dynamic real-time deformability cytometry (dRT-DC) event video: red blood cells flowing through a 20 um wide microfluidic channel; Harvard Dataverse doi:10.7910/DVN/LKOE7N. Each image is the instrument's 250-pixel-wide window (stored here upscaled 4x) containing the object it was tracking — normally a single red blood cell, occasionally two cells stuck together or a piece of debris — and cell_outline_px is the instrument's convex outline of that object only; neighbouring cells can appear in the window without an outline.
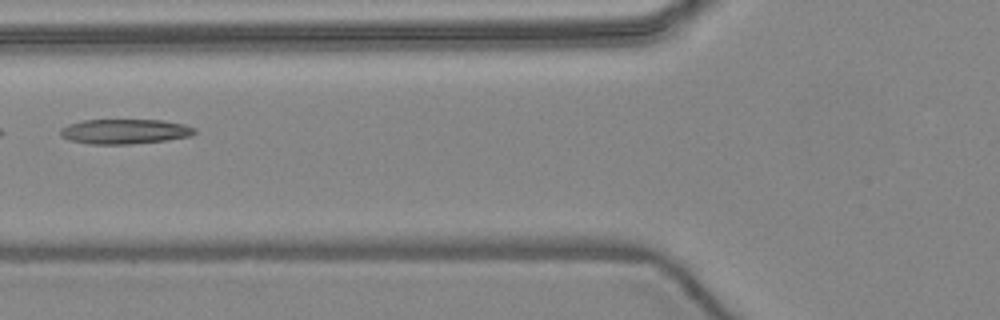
{"species": "common noctule bat (a hibernating species)", "species_latin": "Nyctalus noctula", "temperature_condition": "warm", "stored_images_in_passage": 4, "camera_frame_rate_fps": 3000, "um_per_image_px": 0.085, "animal": {"sex": "female", "body_mass_g": 24.6, "forearm_length_mm": 56.2}, "frame": {"image": 1, "passage_image": 3, "time_ms": 2.333, "image_size_px": [1000, 320], "cell_outline_px": [[196, 132], [192, 136], [164, 140], [132, 144], [88, 144], [68, 140], [60, 136], [60, 128], [68, 124], [84, 120], [164, 120], [184, 124], [196, 128]], "centroid_in_image_um": [10.59, 11.17], "position_along_channel_um": 115.2, "area_um2": 19.59}}
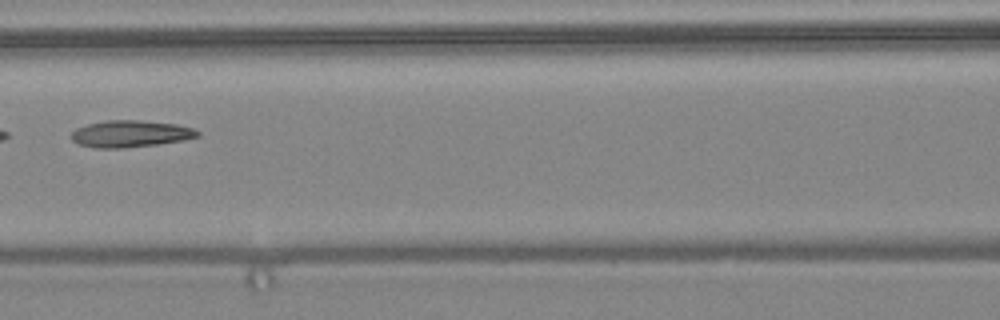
{"frame": {"image": 2, "passage_image": 4, "time_ms": 3.333, "image_size_px": [1000, 320], "cell_outline_px": [[200, 136], [184, 140], [156, 144], [124, 148], [92, 148], [76, 144], [72, 140], [72, 132], [76, 128], [88, 124], [104, 120], [136, 120], [176, 124], [192, 128], [200, 132]], "centroid_in_image_um": [11.06, 11.38], "position_along_channel_um": 155.5, "area_um2": 19.77}}